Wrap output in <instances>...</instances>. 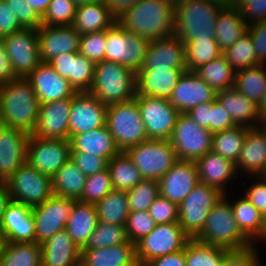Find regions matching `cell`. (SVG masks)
Wrapping results in <instances>:
<instances>
[{"label":"cell","instance_id":"cell-1","mask_svg":"<svg viewBox=\"0 0 266 266\" xmlns=\"http://www.w3.org/2000/svg\"><path fill=\"white\" fill-rule=\"evenodd\" d=\"M39 100L27 78L18 77L2 83L0 89V119L2 125L34 131L39 113Z\"/></svg>","mask_w":266,"mask_h":266},{"label":"cell","instance_id":"cell-2","mask_svg":"<svg viewBox=\"0 0 266 266\" xmlns=\"http://www.w3.org/2000/svg\"><path fill=\"white\" fill-rule=\"evenodd\" d=\"M175 9L161 0H141L116 22L149 41L174 35Z\"/></svg>","mask_w":266,"mask_h":266},{"label":"cell","instance_id":"cell-3","mask_svg":"<svg viewBox=\"0 0 266 266\" xmlns=\"http://www.w3.org/2000/svg\"><path fill=\"white\" fill-rule=\"evenodd\" d=\"M228 197L223 195L214 205L194 239L229 250L247 248L253 243L238 228Z\"/></svg>","mask_w":266,"mask_h":266},{"label":"cell","instance_id":"cell-4","mask_svg":"<svg viewBox=\"0 0 266 266\" xmlns=\"http://www.w3.org/2000/svg\"><path fill=\"white\" fill-rule=\"evenodd\" d=\"M221 9L204 0H181L175 8L174 35L184 44L194 39L215 40L214 31Z\"/></svg>","mask_w":266,"mask_h":266},{"label":"cell","instance_id":"cell-5","mask_svg":"<svg viewBox=\"0 0 266 266\" xmlns=\"http://www.w3.org/2000/svg\"><path fill=\"white\" fill-rule=\"evenodd\" d=\"M89 93L106 105L132 100L136 97V72L118 62L96 63Z\"/></svg>","mask_w":266,"mask_h":266},{"label":"cell","instance_id":"cell-6","mask_svg":"<svg viewBox=\"0 0 266 266\" xmlns=\"http://www.w3.org/2000/svg\"><path fill=\"white\" fill-rule=\"evenodd\" d=\"M106 126L120 151L148 140L144 122L135 99L108 105Z\"/></svg>","mask_w":266,"mask_h":266},{"label":"cell","instance_id":"cell-7","mask_svg":"<svg viewBox=\"0 0 266 266\" xmlns=\"http://www.w3.org/2000/svg\"><path fill=\"white\" fill-rule=\"evenodd\" d=\"M143 179L159 181L178 161L170 140L148 139L125 151Z\"/></svg>","mask_w":266,"mask_h":266},{"label":"cell","instance_id":"cell-8","mask_svg":"<svg viewBox=\"0 0 266 266\" xmlns=\"http://www.w3.org/2000/svg\"><path fill=\"white\" fill-rule=\"evenodd\" d=\"M190 239L179 222L156 224L148 235L135 243L138 263L144 266L156 257L183 250Z\"/></svg>","mask_w":266,"mask_h":266},{"label":"cell","instance_id":"cell-9","mask_svg":"<svg viewBox=\"0 0 266 266\" xmlns=\"http://www.w3.org/2000/svg\"><path fill=\"white\" fill-rule=\"evenodd\" d=\"M12 201L31 208L53 195L51 177L25 162L5 181Z\"/></svg>","mask_w":266,"mask_h":266},{"label":"cell","instance_id":"cell-10","mask_svg":"<svg viewBox=\"0 0 266 266\" xmlns=\"http://www.w3.org/2000/svg\"><path fill=\"white\" fill-rule=\"evenodd\" d=\"M149 40L126 31L118 22L107 29L105 61L119 64L137 72L144 64Z\"/></svg>","mask_w":266,"mask_h":266},{"label":"cell","instance_id":"cell-11","mask_svg":"<svg viewBox=\"0 0 266 266\" xmlns=\"http://www.w3.org/2000/svg\"><path fill=\"white\" fill-rule=\"evenodd\" d=\"M212 132L199 126L187 113H179L170 138L178 160L196 161L211 151Z\"/></svg>","mask_w":266,"mask_h":266},{"label":"cell","instance_id":"cell-12","mask_svg":"<svg viewBox=\"0 0 266 266\" xmlns=\"http://www.w3.org/2000/svg\"><path fill=\"white\" fill-rule=\"evenodd\" d=\"M224 194L199 182L178 205L179 225L194 238L203 228L208 214Z\"/></svg>","mask_w":266,"mask_h":266},{"label":"cell","instance_id":"cell-13","mask_svg":"<svg viewBox=\"0 0 266 266\" xmlns=\"http://www.w3.org/2000/svg\"><path fill=\"white\" fill-rule=\"evenodd\" d=\"M134 99L148 139L170 140L179 115L178 110L165 98L136 96Z\"/></svg>","mask_w":266,"mask_h":266},{"label":"cell","instance_id":"cell-14","mask_svg":"<svg viewBox=\"0 0 266 266\" xmlns=\"http://www.w3.org/2000/svg\"><path fill=\"white\" fill-rule=\"evenodd\" d=\"M71 158L70 141L43 139L30 134L27 142V159L31 166L49 177Z\"/></svg>","mask_w":266,"mask_h":266},{"label":"cell","instance_id":"cell-15","mask_svg":"<svg viewBox=\"0 0 266 266\" xmlns=\"http://www.w3.org/2000/svg\"><path fill=\"white\" fill-rule=\"evenodd\" d=\"M3 40L17 77L26 78L42 62L37 28H23Z\"/></svg>","mask_w":266,"mask_h":266},{"label":"cell","instance_id":"cell-16","mask_svg":"<svg viewBox=\"0 0 266 266\" xmlns=\"http://www.w3.org/2000/svg\"><path fill=\"white\" fill-rule=\"evenodd\" d=\"M75 201L76 199L52 195L32 208L36 243L42 244L57 231L65 229Z\"/></svg>","mask_w":266,"mask_h":266},{"label":"cell","instance_id":"cell-17","mask_svg":"<svg viewBox=\"0 0 266 266\" xmlns=\"http://www.w3.org/2000/svg\"><path fill=\"white\" fill-rule=\"evenodd\" d=\"M108 105L89 92H77L72 97L69 138L83 132L106 126Z\"/></svg>","mask_w":266,"mask_h":266},{"label":"cell","instance_id":"cell-18","mask_svg":"<svg viewBox=\"0 0 266 266\" xmlns=\"http://www.w3.org/2000/svg\"><path fill=\"white\" fill-rule=\"evenodd\" d=\"M72 97L40 104L36 127L31 135L43 139L69 140Z\"/></svg>","mask_w":266,"mask_h":266},{"label":"cell","instance_id":"cell-19","mask_svg":"<svg viewBox=\"0 0 266 266\" xmlns=\"http://www.w3.org/2000/svg\"><path fill=\"white\" fill-rule=\"evenodd\" d=\"M38 40L40 59L48 63L58 55L79 52L81 35L72 25H41L38 28Z\"/></svg>","mask_w":266,"mask_h":266},{"label":"cell","instance_id":"cell-20","mask_svg":"<svg viewBox=\"0 0 266 266\" xmlns=\"http://www.w3.org/2000/svg\"><path fill=\"white\" fill-rule=\"evenodd\" d=\"M215 98L216 92L211 86L194 71H185L168 100L179 113H188L192 108Z\"/></svg>","mask_w":266,"mask_h":266},{"label":"cell","instance_id":"cell-21","mask_svg":"<svg viewBox=\"0 0 266 266\" xmlns=\"http://www.w3.org/2000/svg\"><path fill=\"white\" fill-rule=\"evenodd\" d=\"M29 136L24 130L0 125V181H6L26 162Z\"/></svg>","mask_w":266,"mask_h":266},{"label":"cell","instance_id":"cell-22","mask_svg":"<svg viewBox=\"0 0 266 266\" xmlns=\"http://www.w3.org/2000/svg\"><path fill=\"white\" fill-rule=\"evenodd\" d=\"M199 182L195 161L178 160L160 178L159 192L162 197L179 205Z\"/></svg>","mask_w":266,"mask_h":266},{"label":"cell","instance_id":"cell-23","mask_svg":"<svg viewBox=\"0 0 266 266\" xmlns=\"http://www.w3.org/2000/svg\"><path fill=\"white\" fill-rule=\"evenodd\" d=\"M40 104L73 97L77 92L69 81L48 63L41 62L27 77Z\"/></svg>","mask_w":266,"mask_h":266},{"label":"cell","instance_id":"cell-24","mask_svg":"<svg viewBox=\"0 0 266 266\" xmlns=\"http://www.w3.org/2000/svg\"><path fill=\"white\" fill-rule=\"evenodd\" d=\"M235 165L237 173L249 178L266 176V123L248 129Z\"/></svg>","mask_w":266,"mask_h":266},{"label":"cell","instance_id":"cell-25","mask_svg":"<svg viewBox=\"0 0 266 266\" xmlns=\"http://www.w3.org/2000/svg\"><path fill=\"white\" fill-rule=\"evenodd\" d=\"M187 68L185 44L175 35L149 41L140 70Z\"/></svg>","mask_w":266,"mask_h":266},{"label":"cell","instance_id":"cell-26","mask_svg":"<svg viewBox=\"0 0 266 266\" xmlns=\"http://www.w3.org/2000/svg\"><path fill=\"white\" fill-rule=\"evenodd\" d=\"M0 233L4 242H35V222L32 208L11 200L0 224Z\"/></svg>","mask_w":266,"mask_h":266},{"label":"cell","instance_id":"cell-27","mask_svg":"<svg viewBox=\"0 0 266 266\" xmlns=\"http://www.w3.org/2000/svg\"><path fill=\"white\" fill-rule=\"evenodd\" d=\"M187 68H161L136 72V96L169 99Z\"/></svg>","mask_w":266,"mask_h":266},{"label":"cell","instance_id":"cell-28","mask_svg":"<svg viewBox=\"0 0 266 266\" xmlns=\"http://www.w3.org/2000/svg\"><path fill=\"white\" fill-rule=\"evenodd\" d=\"M195 163L201 183L218 189L224 195L227 194L226 186L230 185L231 180L233 184L238 174L234 162L210 151L198 158Z\"/></svg>","mask_w":266,"mask_h":266},{"label":"cell","instance_id":"cell-29","mask_svg":"<svg viewBox=\"0 0 266 266\" xmlns=\"http://www.w3.org/2000/svg\"><path fill=\"white\" fill-rule=\"evenodd\" d=\"M216 99L237 126L256 128L265 124L259 116L258 105L235 88L216 92Z\"/></svg>","mask_w":266,"mask_h":266},{"label":"cell","instance_id":"cell-30","mask_svg":"<svg viewBox=\"0 0 266 266\" xmlns=\"http://www.w3.org/2000/svg\"><path fill=\"white\" fill-rule=\"evenodd\" d=\"M81 250L66 229L57 231L41 244V266H74L80 262Z\"/></svg>","mask_w":266,"mask_h":266},{"label":"cell","instance_id":"cell-31","mask_svg":"<svg viewBox=\"0 0 266 266\" xmlns=\"http://www.w3.org/2000/svg\"><path fill=\"white\" fill-rule=\"evenodd\" d=\"M80 262L84 266H140L136 244L131 241L111 247L81 250Z\"/></svg>","mask_w":266,"mask_h":266},{"label":"cell","instance_id":"cell-32","mask_svg":"<svg viewBox=\"0 0 266 266\" xmlns=\"http://www.w3.org/2000/svg\"><path fill=\"white\" fill-rule=\"evenodd\" d=\"M69 141L71 151H83L108 161L120 152L107 126L72 135Z\"/></svg>","mask_w":266,"mask_h":266},{"label":"cell","instance_id":"cell-33","mask_svg":"<svg viewBox=\"0 0 266 266\" xmlns=\"http://www.w3.org/2000/svg\"><path fill=\"white\" fill-rule=\"evenodd\" d=\"M98 216L95 204L76 200L66 223V231L81 250L96 228Z\"/></svg>","mask_w":266,"mask_h":266},{"label":"cell","instance_id":"cell-34","mask_svg":"<svg viewBox=\"0 0 266 266\" xmlns=\"http://www.w3.org/2000/svg\"><path fill=\"white\" fill-rule=\"evenodd\" d=\"M248 24L238 8H222L216 21L215 40L219 49L224 52L247 33Z\"/></svg>","mask_w":266,"mask_h":266},{"label":"cell","instance_id":"cell-35","mask_svg":"<svg viewBox=\"0 0 266 266\" xmlns=\"http://www.w3.org/2000/svg\"><path fill=\"white\" fill-rule=\"evenodd\" d=\"M116 20L111 16L103 0L77 7L72 24L80 34L94 33L109 29Z\"/></svg>","mask_w":266,"mask_h":266},{"label":"cell","instance_id":"cell-36","mask_svg":"<svg viewBox=\"0 0 266 266\" xmlns=\"http://www.w3.org/2000/svg\"><path fill=\"white\" fill-rule=\"evenodd\" d=\"M230 205L238 228L253 244L258 245L262 241L264 215L245 196L230 201Z\"/></svg>","mask_w":266,"mask_h":266},{"label":"cell","instance_id":"cell-37","mask_svg":"<svg viewBox=\"0 0 266 266\" xmlns=\"http://www.w3.org/2000/svg\"><path fill=\"white\" fill-rule=\"evenodd\" d=\"M85 181L84 173L69 159L51 178L53 195L79 200Z\"/></svg>","mask_w":266,"mask_h":266},{"label":"cell","instance_id":"cell-38","mask_svg":"<svg viewBox=\"0 0 266 266\" xmlns=\"http://www.w3.org/2000/svg\"><path fill=\"white\" fill-rule=\"evenodd\" d=\"M0 266H41V244L4 242Z\"/></svg>","mask_w":266,"mask_h":266},{"label":"cell","instance_id":"cell-39","mask_svg":"<svg viewBox=\"0 0 266 266\" xmlns=\"http://www.w3.org/2000/svg\"><path fill=\"white\" fill-rule=\"evenodd\" d=\"M108 170L116 190L127 192L143 180L140 171L125 151H120L108 162Z\"/></svg>","mask_w":266,"mask_h":266},{"label":"cell","instance_id":"cell-40","mask_svg":"<svg viewBox=\"0 0 266 266\" xmlns=\"http://www.w3.org/2000/svg\"><path fill=\"white\" fill-rule=\"evenodd\" d=\"M95 206L98 221L125 226L130 213L126 191L113 189Z\"/></svg>","mask_w":266,"mask_h":266},{"label":"cell","instance_id":"cell-41","mask_svg":"<svg viewBox=\"0 0 266 266\" xmlns=\"http://www.w3.org/2000/svg\"><path fill=\"white\" fill-rule=\"evenodd\" d=\"M194 72L215 92L234 88L236 71L223 55L200 66Z\"/></svg>","mask_w":266,"mask_h":266},{"label":"cell","instance_id":"cell-42","mask_svg":"<svg viewBox=\"0 0 266 266\" xmlns=\"http://www.w3.org/2000/svg\"><path fill=\"white\" fill-rule=\"evenodd\" d=\"M234 88L259 105L266 90V65H257L237 71Z\"/></svg>","mask_w":266,"mask_h":266},{"label":"cell","instance_id":"cell-43","mask_svg":"<svg viewBox=\"0 0 266 266\" xmlns=\"http://www.w3.org/2000/svg\"><path fill=\"white\" fill-rule=\"evenodd\" d=\"M249 127L236 126L212 134L211 151L236 164Z\"/></svg>","mask_w":266,"mask_h":266},{"label":"cell","instance_id":"cell-44","mask_svg":"<svg viewBox=\"0 0 266 266\" xmlns=\"http://www.w3.org/2000/svg\"><path fill=\"white\" fill-rule=\"evenodd\" d=\"M229 249L202 243L191 238L185 246L187 266H223Z\"/></svg>","mask_w":266,"mask_h":266},{"label":"cell","instance_id":"cell-45","mask_svg":"<svg viewBox=\"0 0 266 266\" xmlns=\"http://www.w3.org/2000/svg\"><path fill=\"white\" fill-rule=\"evenodd\" d=\"M222 55L216 40L194 39L185 44L187 71H195L200 66Z\"/></svg>","mask_w":266,"mask_h":266},{"label":"cell","instance_id":"cell-46","mask_svg":"<svg viewBox=\"0 0 266 266\" xmlns=\"http://www.w3.org/2000/svg\"><path fill=\"white\" fill-rule=\"evenodd\" d=\"M129 241L125 226L98 221L89 240L81 250L99 249L124 244Z\"/></svg>","mask_w":266,"mask_h":266},{"label":"cell","instance_id":"cell-47","mask_svg":"<svg viewBox=\"0 0 266 266\" xmlns=\"http://www.w3.org/2000/svg\"><path fill=\"white\" fill-rule=\"evenodd\" d=\"M222 55L236 72L260 65L256 59L253 41L248 32L222 52Z\"/></svg>","mask_w":266,"mask_h":266},{"label":"cell","instance_id":"cell-48","mask_svg":"<svg viewBox=\"0 0 266 266\" xmlns=\"http://www.w3.org/2000/svg\"><path fill=\"white\" fill-rule=\"evenodd\" d=\"M159 194V181L143 179L127 191L130 212L149 211Z\"/></svg>","mask_w":266,"mask_h":266},{"label":"cell","instance_id":"cell-49","mask_svg":"<svg viewBox=\"0 0 266 266\" xmlns=\"http://www.w3.org/2000/svg\"><path fill=\"white\" fill-rule=\"evenodd\" d=\"M110 172L107 169L86 177L81 202L96 204L113 190Z\"/></svg>","mask_w":266,"mask_h":266},{"label":"cell","instance_id":"cell-50","mask_svg":"<svg viewBox=\"0 0 266 266\" xmlns=\"http://www.w3.org/2000/svg\"><path fill=\"white\" fill-rule=\"evenodd\" d=\"M95 73V63L79 52H75L72 75L67 79L76 92H89Z\"/></svg>","mask_w":266,"mask_h":266},{"label":"cell","instance_id":"cell-51","mask_svg":"<svg viewBox=\"0 0 266 266\" xmlns=\"http://www.w3.org/2000/svg\"><path fill=\"white\" fill-rule=\"evenodd\" d=\"M76 12L77 6L72 0H51L46 13L42 17V25H72Z\"/></svg>","mask_w":266,"mask_h":266},{"label":"cell","instance_id":"cell-52","mask_svg":"<svg viewBox=\"0 0 266 266\" xmlns=\"http://www.w3.org/2000/svg\"><path fill=\"white\" fill-rule=\"evenodd\" d=\"M107 30L81 35L79 53L96 63L105 60Z\"/></svg>","mask_w":266,"mask_h":266},{"label":"cell","instance_id":"cell-53","mask_svg":"<svg viewBox=\"0 0 266 266\" xmlns=\"http://www.w3.org/2000/svg\"><path fill=\"white\" fill-rule=\"evenodd\" d=\"M155 225L148 211L130 212L125 224L126 235L129 241L136 243L143 236L148 235Z\"/></svg>","mask_w":266,"mask_h":266},{"label":"cell","instance_id":"cell-54","mask_svg":"<svg viewBox=\"0 0 266 266\" xmlns=\"http://www.w3.org/2000/svg\"><path fill=\"white\" fill-rule=\"evenodd\" d=\"M148 212L155 224L179 222L178 205L160 194L154 200Z\"/></svg>","mask_w":266,"mask_h":266},{"label":"cell","instance_id":"cell-55","mask_svg":"<svg viewBox=\"0 0 266 266\" xmlns=\"http://www.w3.org/2000/svg\"><path fill=\"white\" fill-rule=\"evenodd\" d=\"M70 159L84 173L86 177L107 169L109 162L105 158L93 154H88L83 151H71Z\"/></svg>","mask_w":266,"mask_h":266},{"label":"cell","instance_id":"cell-56","mask_svg":"<svg viewBox=\"0 0 266 266\" xmlns=\"http://www.w3.org/2000/svg\"><path fill=\"white\" fill-rule=\"evenodd\" d=\"M257 250L256 244L240 250H230L225 256L223 266H263Z\"/></svg>","mask_w":266,"mask_h":266},{"label":"cell","instance_id":"cell-57","mask_svg":"<svg viewBox=\"0 0 266 266\" xmlns=\"http://www.w3.org/2000/svg\"><path fill=\"white\" fill-rule=\"evenodd\" d=\"M11 5L24 28H39L42 25V18L36 13L34 8L28 5L25 0H6Z\"/></svg>","mask_w":266,"mask_h":266},{"label":"cell","instance_id":"cell-58","mask_svg":"<svg viewBox=\"0 0 266 266\" xmlns=\"http://www.w3.org/2000/svg\"><path fill=\"white\" fill-rule=\"evenodd\" d=\"M247 32L252 38L258 63L260 65H266V21L248 25Z\"/></svg>","mask_w":266,"mask_h":266},{"label":"cell","instance_id":"cell-59","mask_svg":"<svg viewBox=\"0 0 266 266\" xmlns=\"http://www.w3.org/2000/svg\"><path fill=\"white\" fill-rule=\"evenodd\" d=\"M229 112L215 98L210 108V131L216 133L236 127Z\"/></svg>","mask_w":266,"mask_h":266},{"label":"cell","instance_id":"cell-60","mask_svg":"<svg viewBox=\"0 0 266 266\" xmlns=\"http://www.w3.org/2000/svg\"><path fill=\"white\" fill-rule=\"evenodd\" d=\"M23 28L11 5H8L6 0H0V38L18 32Z\"/></svg>","mask_w":266,"mask_h":266},{"label":"cell","instance_id":"cell-61","mask_svg":"<svg viewBox=\"0 0 266 266\" xmlns=\"http://www.w3.org/2000/svg\"><path fill=\"white\" fill-rule=\"evenodd\" d=\"M254 183V184H253ZM249 188H245L243 195L263 215L266 213V176H256Z\"/></svg>","mask_w":266,"mask_h":266},{"label":"cell","instance_id":"cell-62","mask_svg":"<svg viewBox=\"0 0 266 266\" xmlns=\"http://www.w3.org/2000/svg\"><path fill=\"white\" fill-rule=\"evenodd\" d=\"M248 25L266 21V0H249L239 8Z\"/></svg>","mask_w":266,"mask_h":266},{"label":"cell","instance_id":"cell-63","mask_svg":"<svg viewBox=\"0 0 266 266\" xmlns=\"http://www.w3.org/2000/svg\"><path fill=\"white\" fill-rule=\"evenodd\" d=\"M75 53H65L51 59L48 64L52 66L59 76L68 79L72 75Z\"/></svg>","mask_w":266,"mask_h":266},{"label":"cell","instance_id":"cell-64","mask_svg":"<svg viewBox=\"0 0 266 266\" xmlns=\"http://www.w3.org/2000/svg\"><path fill=\"white\" fill-rule=\"evenodd\" d=\"M144 266H187L185 248L175 253L156 257Z\"/></svg>","mask_w":266,"mask_h":266},{"label":"cell","instance_id":"cell-65","mask_svg":"<svg viewBox=\"0 0 266 266\" xmlns=\"http://www.w3.org/2000/svg\"><path fill=\"white\" fill-rule=\"evenodd\" d=\"M18 78L7 55L3 38H0V83H7Z\"/></svg>","mask_w":266,"mask_h":266},{"label":"cell","instance_id":"cell-66","mask_svg":"<svg viewBox=\"0 0 266 266\" xmlns=\"http://www.w3.org/2000/svg\"><path fill=\"white\" fill-rule=\"evenodd\" d=\"M213 101L192 108L187 114L202 128L210 130V108Z\"/></svg>","mask_w":266,"mask_h":266},{"label":"cell","instance_id":"cell-67","mask_svg":"<svg viewBox=\"0 0 266 266\" xmlns=\"http://www.w3.org/2000/svg\"><path fill=\"white\" fill-rule=\"evenodd\" d=\"M111 16L117 21L141 0H103Z\"/></svg>","mask_w":266,"mask_h":266},{"label":"cell","instance_id":"cell-68","mask_svg":"<svg viewBox=\"0 0 266 266\" xmlns=\"http://www.w3.org/2000/svg\"><path fill=\"white\" fill-rule=\"evenodd\" d=\"M11 200L5 181H0V224L2 223L5 209Z\"/></svg>","mask_w":266,"mask_h":266},{"label":"cell","instance_id":"cell-69","mask_svg":"<svg viewBox=\"0 0 266 266\" xmlns=\"http://www.w3.org/2000/svg\"><path fill=\"white\" fill-rule=\"evenodd\" d=\"M29 6L34 8L36 13L42 18L46 13L51 0H25Z\"/></svg>","mask_w":266,"mask_h":266},{"label":"cell","instance_id":"cell-70","mask_svg":"<svg viewBox=\"0 0 266 266\" xmlns=\"http://www.w3.org/2000/svg\"><path fill=\"white\" fill-rule=\"evenodd\" d=\"M259 116L266 123V90L262 101L258 105Z\"/></svg>","mask_w":266,"mask_h":266},{"label":"cell","instance_id":"cell-71","mask_svg":"<svg viewBox=\"0 0 266 266\" xmlns=\"http://www.w3.org/2000/svg\"><path fill=\"white\" fill-rule=\"evenodd\" d=\"M204 1L218 5L222 8L231 7L230 6V0H204Z\"/></svg>","mask_w":266,"mask_h":266},{"label":"cell","instance_id":"cell-72","mask_svg":"<svg viewBox=\"0 0 266 266\" xmlns=\"http://www.w3.org/2000/svg\"><path fill=\"white\" fill-rule=\"evenodd\" d=\"M77 7L84 6L90 3L98 2L100 0H72Z\"/></svg>","mask_w":266,"mask_h":266},{"label":"cell","instance_id":"cell-73","mask_svg":"<svg viewBox=\"0 0 266 266\" xmlns=\"http://www.w3.org/2000/svg\"><path fill=\"white\" fill-rule=\"evenodd\" d=\"M247 1L249 0H230V6L239 9Z\"/></svg>","mask_w":266,"mask_h":266},{"label":"cell","instance_id":"cell-74","mask_svg":"<svg viewBox=\"0 0 266 266\" xmlns=\"http://www.w3.org/2000/svg\"><path fill=\"white\" fill-rule=\"evenodd\" d=\"M161 1L167 3L168 5H170L175 9L179 5L181 0H161Z\"/></svg>","mask_w":266,"mask_h":266},{"label":"cell","instance_id":"cell-75","mask_svg":"<svg viewBox=\"0 0 266 266\" xmlns=\"http://www.w3.org/2000/svg\"><path fill=\"white\" fill-rule=\"evenodd\" d=\"M262 240L263 242L266 241V213L264 214V228L262 233Z\"/></svg>","mask_w":266,"mask_h":266},{"label":"cell","instance_id":"cell-76","mask_svg":"<svg viewBox=\"0 0 266 266\" xmlns=\"http://www.w3.org/2000/svg\"><path fill=\"white\" fill-rule=\"evenodd\" d=\"M3 244H4V240H3V237L1 236V233H0V254H1Z\"/></svg>","mask_w":266,"mask_h":266},{"label":"cell","instance_id":"cell-77","mask_svg":"<svg viewBox=\"0 0 266 266\" xmlns=\"http://www.w3.org/2000/svg\"><path fill=\"white\" fill-rule=\"evenodd\" d=\"M74 266H84L81 262L77 263L76 265Z\"/></svg>","mask_w":266,"mask_h":266}]
</instances>
